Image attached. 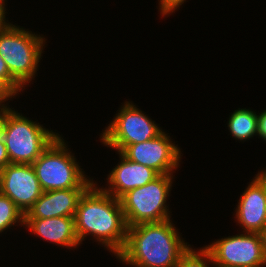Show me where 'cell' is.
Masks as SVG:
<instances>
[{"label":"cell","instance_id":"8992f818","mask_svg":"<svg viewBox=\"0 0 266 267\" xmlns=\"http://www.w3.org/2000/svg\"><path fill=\"white\" fill-rule=\"evenodd\" d=\"M172 175L160 174L153 181L128 191L120 198L128 227L170 219V211L165 203L171 191Z\"/></svg>","mask_w":266,"mask_h":267},{"label":"cell","instance_id":"ba28073f","mask_svg":"<svg viewBox=\"0 0 266 267\" xmlns=\"http://www.w3.org/2000/svg\"><path fill=\"white\" fill-rule=\"evenodd\" d=\"M215 267H258L266 265L260 233L245 232L213 241L203 247Z\"/></svg>","mask_w":266,"mask_h":267},{"label":"cell","instance_id":"8fae6325","mask_svg":"<svg viewBox=\"0 0 266 267\" xmlns=\"http://www.w3.org/2000/svg\"><path fill=\"white\" fill-rule=\"evenodd\" d=\"M118 153L121 162L108 174V189L101 187L106 193L115 198L120 199L128 191L142 187L160 175L154 169L130 161L120 152Z\"/></svg>","mask_w":266,"mask_h":267},{"label":"cell","instance_id":"d6986e66","mask_svg":"<svg viewBox=\"0 0 266 267\" xmlns=\"http://www.w3.org/2000/svg\"><path fill=\"white\" fill-rule=\"evenodd\" d=\"M185 1L186 0H160L159 10L161 11V16L164 17V15H170V13L175 12Z\"/></svg>","mask_w":266,"mask_h":267},{"label":"cell","instance_id":"7402d4cb","mask_svg":"<svg viewBox=\"0 0 266 267\" xmlns=\"http://www.w3.org/2000/svg\"><path fill=\"white\" fill-rule=\"evenodd\" d=\"M8 164H10V160L7 154L6 146L4 140L0 139V171Z\"/></svg>","mask_w":266,"mask_h":267},{"label":"cell","instance_id":"30bf717a","mask_svg":"<svg viewBox=\"0 0 266 267\" xmlns=\"http://www.w3.org/2000/svg\"><path fill=\"white\" fill-rule=\"evenodd\" d=\"M0 192L25 215L44 192L32 164H8L0 171Z\"/></svg>","mask_w":266,"mask_h":267},{"label":"cell","instance_id":"277c9868","mask_svg":"<svg viewBox=\"0 0 266 267\" xmlns=\"http://www.w3.org/2000/svg\"><path fill=\"white\" fill-rule=\"evenodd\" d=\"M44 45V37L11 23L0 30V55L22 87L35 77Z\"/></svg>","mask_w":266,"mask_h":267},{"label":"cell","instance_id":"6da1fadb","mask_svg":"<svg viewBox=\"0 0 266 267\" xmlns=\"http://www.w3.org/2000/svg\"><path fill=\"white\" fill-rule=\"evenodd\" d=\"M95 184L79 199L74 216L76 236L82 244L91 235L117 256L125 246L128 230L121 202Z\"/></svg>","mask_w":266,"mask_h":267},{"label":"cell","instance_id":"4fadbf2b","mask_svg":"<svg viewBox=\"0 0 266 267\" xmlns=\"http://www.w3.org/2000/svg\"><path fill=\"white\" fill-rule=\"evenodd\" d=\"M235 212L243 233H260L266 226V192L255 178L241 195Z\"/></svg>","mask_w":266,"mask_h":267},{"label":"cell","instance_id":"484cf974","mask_svg":"<svg viewBox=\"0 0 266 267\" xmlns=\"http://www.w3.org/2000/svg\"><path fill=\"white\" fill-rule=\"evenodd\" d=\"M260 236H261V240H262L264 254H265V257H266V226L260 232Z\"/></svg>","mask_w":266,"mask_h":267},{"label":"cell","instance_id":"cb8c5ba5","mask_svg":"<svg viewBox=\"0 0 266 267\" xmlns=\"http://www.w3.org/2000/svg\"><path fill=\"white\" fill-rule=\"evenodd\" d=\"M6 124V108H0V139L4 137Z\"/></svg>","mask_w":266,"mask_h":267},{"label":"cell","instance_id":"3957f363","mask_svg":"<svg viewBox=\"0 0 266 267\" xmlns=\"http://www.w3.org/2000/svg\"><path fill=\"white\" fill-rule=\"evenodd\" d=\"M64 139L58 135L32 164L44 192L61 189H88L94 182L68 151Z\"/></svg>","mask_w":266,"mask_h":267},{"label":"cell","instance_id":"7c38bea8","mask_svg":"<svg viewBox=\"0 0 266 267\" xmlns=\"http://www.w3.org/2000/svg\"><path fill=\"white\" fill-rule=\"evenodd\" d=\"M87 189L46 191L25 214V219L74 217L79 199Z\"/></svg>","mask_w":266,"mask_h":267},{"label":"cell","instance_id":"d4e9b609","mask_svg":"<svg viewBox=\"0 0 266 267\" xmlns=\"http://www.w3.org/2000/svg\"><path fill=\"white\" fill-rule=\"evenodd\" d=\"M255 180L262 186V188L266 192V170L265 171H260L257 173L255 176Z\"/></svg>","mask_w":266,"mask_h":267},{"label":"cell","instance_id":"603a6c76","mask_svg":"<svg viewBox=\"0 0 266 267\" xmlns=\"http://www.w3.org/2000/svg\"><path fill=\"white\" fill-rule=\"evenodd\" d=\"M5 1L6 0H0V30H3L9 24L6 22L5 19V14H6Z\"/></svg>","mask_w":266,"mask_h":267},{"label":"cell","instance_id":"5b68a950","mask_svg":"<svg viewBox=\"0 0 266 267\" xmlns=\"http://www.w3.org/2000/svg\"><path fill=\"white\" fill-rule=\"evenodd\" d=\"M58 135L6 107L3 140L10 163L33 164Z\"/></svg>","mask_w":266,"mask_h":267},{"label":"cell","instance_id":"7a4b0ae2","mask_svg":"<svg viewBox=\"0 0 266 267\" xmlns=\"http://www.w3.org/2000/svg\"><path fill=\"white\" fill-rule=\"evenodd\" d=\"M170 219L128 227L126 243L116 256L133 267H176L190 249Z\"/></svg>","mask_w":266,"mask_h":267},{"label":"cell","instance_id":"2e32d148","mask_svg":"<svg viewBox=\"0 0 266 267\" xmlns=\"http://www.w3.org/2000/svg\"><path fill=\"white\" fill-rule=\"evenodd\" d=\"M25 215L6 195L0 192V233L17 223L24 226Z\"/></svg>","mask_w":266,"mask_h":267},{"label":"cell","instance_id":"9a60e30c","mask_svg":"<svg viewBox=\"0 0 266 267\" xmlns=\"http://www.w3.org/2000/svg\"><path fill=\"white\" fill-rule=\"evenodd\" d=\"M258 115L255 111L242 108L235 110L229 120L230 134L237 140H249L257 135Z\"/></svg>","mask_w":266,"mask_h":267},{"label":"cell","instance_id":"44dd1931","mask_svg":"<svg viewBox=\"0 0 266 267\" xmlns=\"http://www.w3.org/2000/svg\"><path fill=\"white\" fill-rule=\"evenodd\" d=\"M258 135L266 142V110H263V112L258 115L257 136Z\"/></svg>","mask_w":266,"mask_h":267},{"label":"cell","instance_id":"5bb4252c","mask_svg":"<svg viewBox=\"0 0 266 267\" xmlns=\"http://www.w3.org/2000/svg\"><path fill=\"white\" fill-rule=\"evenodd\" d=\"M24 225L43 240H48L63 248H76L80 245L75 232L74 217L25 219Z\"/></svg>","mask_w":266,"mask_h":267},{"label":"cell","instance_id":"52a82bcc","mask_svg":"<svg viewBox=\"0 0 266 267\" xmlns=\"http://www.w3.org/2000/svg\"><path fill=\"white\" fill-rule=\"evenodd\" d=\"M113 121L102 132L101 142L120 152L125 146L157 137L162 129L129 101L123 103Z\"/></svg>","mask_w":266,"mask_h":267},{"label":"cell","instance_id":"ac0fdd59","mask_svg":"<svg viewBox=\"0 0 266 267\" xmlns=\"http://www.w3.org/2000/svg\"><path fill=\"white\" fill-rule=\"evenodd\" d=\"M0 78H2L16 93L22 91V87L10 74L6 62L0 55Z\"/></svg>","mask_w":266,"mask_h":267},{"label":"cell","instance_id":"ffe728a7","mask_svg":"<svg viewBox=\"0 0 266 267\" xmlns=\"http://www.w3.org/2000/svg\"><path fill=\"white\" fill-rule=\"evenodd\" d=\"M17 95V93L2 79L0 78V108H6L5 101ZM4 103V104H2Z\"/></svg>","mask_w":266,"mask_h":267},{"label":"cell","instance_id":"e0dca14e","mask_svg":"<svg viewBox=\"0 0 266 267\" xmlns=\"http://www.w3.org/2000/svg\"><path fill=\"white\" fill-rule=\"evenodd\" d=\"M213 263L210 254L202 247L198 252L192 247L180 258L176 267H209Z\"/></svg>","mask_w":266,"mask_h":267},{"label":"cell","instance_id":"9c48e42d","mask_svg":"<svg viewBox=\"0 0 266 267\" xmlns=\"http://www.w3.org/2000/svg\"><path fill=\"white\" fill-rule=\"evenodd\" d=\"M120 153L130 161L150 167L159 174H173L178 169L181 151L162 131L150 140L125 146Z\"/></svg>","mask_w":266,"mask_h":267}]
</instances>
